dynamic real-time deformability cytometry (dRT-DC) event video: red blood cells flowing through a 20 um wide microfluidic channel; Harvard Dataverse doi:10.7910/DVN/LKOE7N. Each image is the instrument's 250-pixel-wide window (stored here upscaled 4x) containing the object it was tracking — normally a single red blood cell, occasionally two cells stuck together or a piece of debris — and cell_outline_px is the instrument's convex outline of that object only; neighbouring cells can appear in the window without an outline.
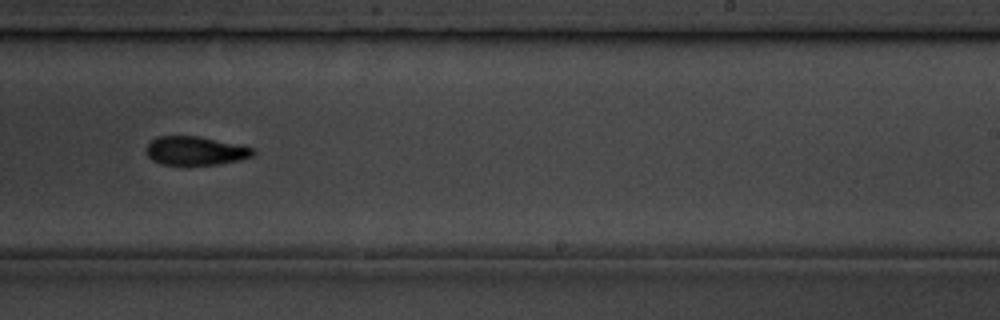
{"species": "common noctule bat (a hibernating species)", "species_latin": "Nyctalus noctula", "temperature_condition": "room temperature", "stored_images_in_passage": 15, "camera_frame_rate_fps": 3000, "um_per_image_px": 0.085, "animal": {"sex": "male", "body_mass_g": 19.5, "forearm_length_mm": 54.6}, "frame": {"image": 1, "passage_image": 9, "time_ms": 10.0, "image_size_px": [1000, 320], "cell_outline_px": [[256, 152], [252, 156], [240, 160], [220, 164], [160, 164], [152, 160], [148, 156], [148, 144], [156, 136], [200, 136], [252, 148]], "centroid_in_image_um": [16.61, 12.81], "position_along_channel_um": 272.4, "area_um2": 17.57}, "authors_computed_cell_mechanics": {"area_um2": 17.918, "velocity_mm_per_s": 3.6649, "shape_relaxation_time_tau1_ms": 2.767, "shape_relaxation_time_tau2_ms": 11.1395, "deformation_change_tau1": 0.1175, "deformation_change_tau2": 0.2196}}